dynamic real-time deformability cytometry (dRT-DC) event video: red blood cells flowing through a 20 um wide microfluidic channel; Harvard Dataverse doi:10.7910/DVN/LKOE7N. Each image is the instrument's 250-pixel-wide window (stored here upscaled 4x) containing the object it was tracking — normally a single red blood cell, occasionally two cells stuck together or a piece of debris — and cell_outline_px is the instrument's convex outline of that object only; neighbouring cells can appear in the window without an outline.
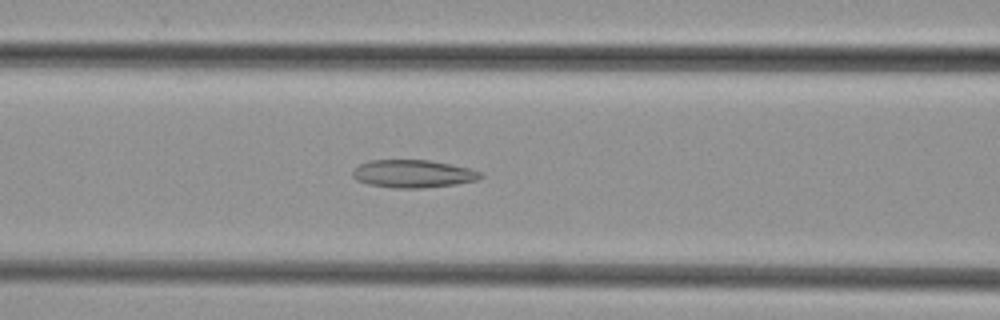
{"species": "common noctule bat (a hibernating species)", "species_latin": "Nyctalus noctula", "temperature_condition": "cold", "stored_images_in_passage": 43, "camera_frame_rate_fps": 3000, "um_per_image_px": 0.085, "animal": {"sex": "female", "body_mass_g": 29.2, "forearm_length_mm": 56.3}, "frame": {"image": 1, "passage_image": 19, "time_ms": 6.0, "image_size_px": [1000, 320], "cell_outline_px": [[484, 176], [476, 180], [456, 184], [424, 188], [396, 188], [368, 184], [356, 180], [352, 176], [352, 168], [368, 160], [428, 160], [468, 168], [484, 172]], "centroid_in_image_um": [35.09, 14.77], "position_along_channel_um": 131.5, "area_um2": 20.81}}
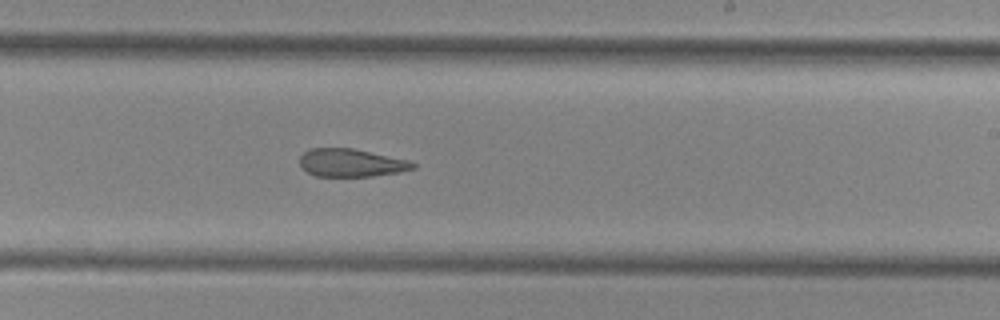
{"frame": {"image": 2, "passage_image": 28, "time_ms": 9.0, "image_size_px": [1000, 320], "cell_outline_px": [[416, 168], [400, 172], [372, 176], [316, 176], [300, 168], [300, 156], [308, 148], [352, 148], [408, 160], [416, 164]], "centroid_in_image_um": [29.82, 13.84], "position_along_channel_um": 259.2, "area_um2": 18.44}}
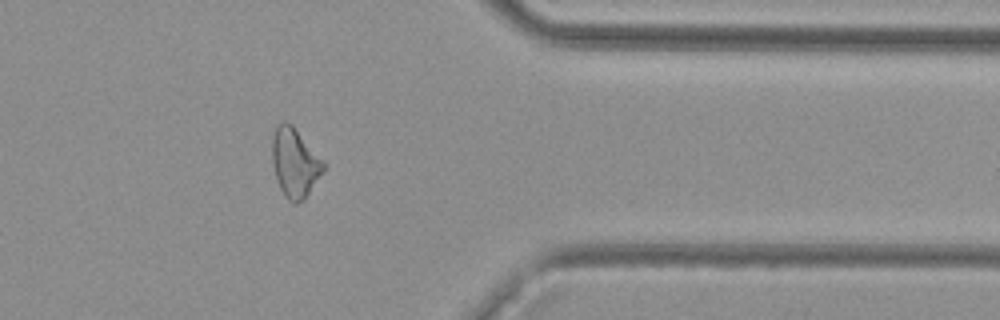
{"frame": {"image": 3, "passage_image": 38, "time_ms": 12.333, "image_size_px": [1000, 320], "cell_outline_px": [[328, 164], [304, 200], [296, 204], [292, 204], [284, 196], [276, 180], [272, 164], [272, 136], [276, 124], [280, 120], [284, 120], [292, 124]], "centroid_in_image_um": [25.06, 13.81], "position_along_channel_um": 386.3, "area_um2": 21.27}}